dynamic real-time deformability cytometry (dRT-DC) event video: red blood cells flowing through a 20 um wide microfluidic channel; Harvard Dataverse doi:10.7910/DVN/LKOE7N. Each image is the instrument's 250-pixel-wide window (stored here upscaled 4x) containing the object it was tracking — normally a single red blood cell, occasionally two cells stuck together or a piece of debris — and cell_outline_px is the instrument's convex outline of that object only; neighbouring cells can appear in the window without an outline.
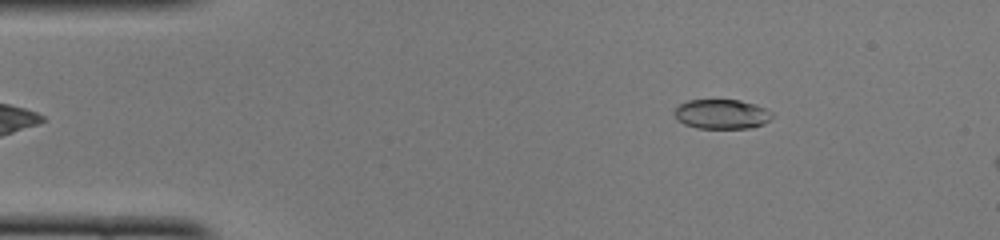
{"species": "common noctule bat (a hibernating species)", "species_latin": "Nyctalus noctula", "temperature_condition": "cold", "stored_images_in_passage": 10, "camera_frame_rate_fps": 3000, "um_per_image_px": 0.085, "animal": {"sex": "female", "body_mass_g": 22.0, "forearm_length_mm": 56.7}, "frame": {"image": 1, "passage_image": 2, "time_ms": 0.333, "image_size_px": [1000, 240], "cell_outline_px": [[772, 116], [764, 124], [752, 128], [696, 128], [684, 124], [676, 120], [672, 112], [680, 104], [688, 100], [740, 100], [756, 104], [772, 112]], "centroid_in_image_um": [61.31, 9.7], "position_along_channel_um": 23.7, "area_um2": 16.99}}